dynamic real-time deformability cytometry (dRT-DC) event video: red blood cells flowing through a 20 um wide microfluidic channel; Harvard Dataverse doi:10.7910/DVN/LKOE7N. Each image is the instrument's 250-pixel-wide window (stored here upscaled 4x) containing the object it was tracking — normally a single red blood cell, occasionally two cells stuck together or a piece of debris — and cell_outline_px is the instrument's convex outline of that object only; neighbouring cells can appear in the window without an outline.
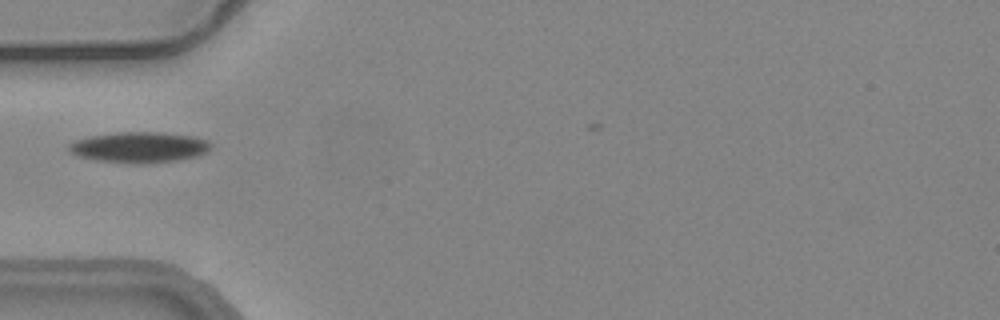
{"species": "common noctule bat (a hibernating species)", "species_latin": "Nyctalus noctula", "temperature_condition": "warm", "stored_images_in_passage": 10, "camera_frame_rate_fps": 3000, "um_per_image_px": 0.085, "animal": {"sex": "female", "body_mass_g": 24.6, "forearm_length_mm": 56.2}, "frame": {"image": 1, "passage_image": 1, "time_ms": 0.0, "image_size_px": [1000, 320], "cell_outline_px": [[212, 144], [204, 152], [196, 156], [176, 160], [148, 164], [140, 164], [96, 160], [80, 156], [72, 152], [68, 148], [68, 144], [72, 140], [92, 136], [120, 132], [156, 132], [192, 136], [208, 140]], "centroid_in_image_um": [11.82, 12.52], "position_along_channel_um": 73.2, "area_um2": 25.14}}